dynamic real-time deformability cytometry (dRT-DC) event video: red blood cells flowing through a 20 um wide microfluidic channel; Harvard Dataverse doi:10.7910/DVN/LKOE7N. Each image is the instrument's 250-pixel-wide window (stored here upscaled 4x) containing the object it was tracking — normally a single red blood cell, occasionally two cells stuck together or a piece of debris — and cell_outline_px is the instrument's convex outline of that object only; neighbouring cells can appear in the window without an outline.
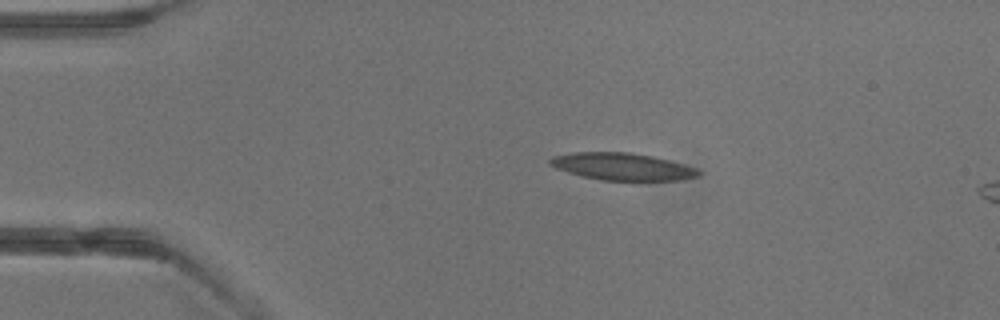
{"species": "common noctule bat (a hibernating species)", "species_latin": "Nyctalus noctula", "temperature_condition": "warm", "stored_images_in_passage": 3, "segment_of_instrument_passage": [1, 2], "camera_frame_rate_fps": 3000, "um_per_image_px": 0.085, "animal": {"sex": "male", "body_mass_g": 13.3}, "frame": {"image": 1, "passage_image": 1, "time_ms": 0.0, "image_size_px": [1000, 320], "cell_outline_px": [[700, 176], [680, 180], [600, 180], [568, 172], [556, 168], [548, 164], [548, 160], [552, 156], [576, 152], [628, 152], [652, 156], [684, 164], [696, 168], [700, 172]], "centroid_in_image_um": [52.88, 14.15], "position_along_channel_um": 32.1, "area_um2": 23.41}}